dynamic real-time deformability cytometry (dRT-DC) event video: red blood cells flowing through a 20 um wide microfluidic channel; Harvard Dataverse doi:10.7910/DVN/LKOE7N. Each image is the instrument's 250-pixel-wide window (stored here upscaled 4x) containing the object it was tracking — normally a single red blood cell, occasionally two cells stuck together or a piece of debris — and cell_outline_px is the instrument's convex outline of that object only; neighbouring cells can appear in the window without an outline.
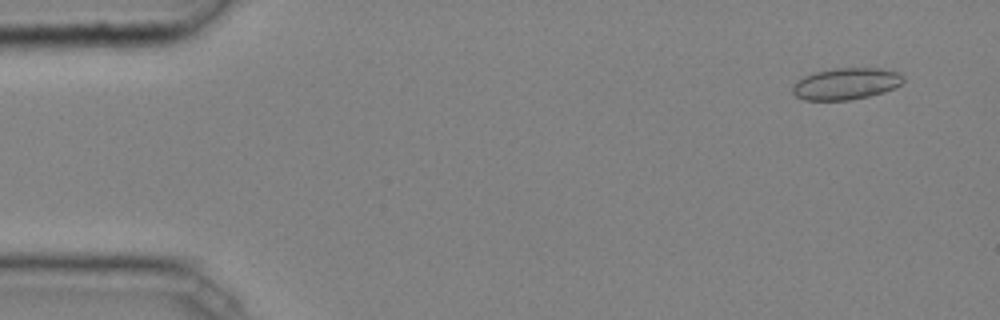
{"species": "common noctule bat (a hibernating species)", "species_latin": "Nyctalus noctula", "temperature_condition": "cold", "stored_images_in_passage": 41, "camera_frame_rate_fps": 3000, "um_per_image_px": 0.085, "animal": {"sex": "male", "body_mass_g": 20.4}, "frame": {"image": 1, "passage_image": 1, "time_ms": 0.0, "image_size_px": [1000, 320], "cell_outline_px": [[904, 80], [900, 84], [884, 92], [868, 96], [848, 100], [804, 100], [796, 96], [792, 92], [792, 88], [796, 80], [812, 72], [836, 68], [880, 68], [900, 72], [904, 76]], "centroid_in_image_um": [71.89, 7.11], "position_along_channel_um": 13.1, "area_um2": 20.52}}
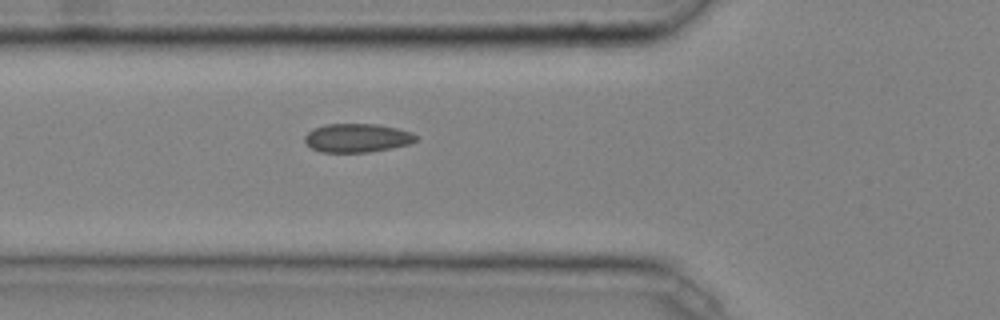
{"frame": {"image": 2, "passage_image": 15, "time_ms": 4.667, "image_size_px": [1000, 320], "cell_outline_px": [[416, 140], [408, 144], [392, 148], [368, 152], [320, 152], [312, 148], [304, 140], [304, 136], [312, 128], [324, 124], [376, 124], [396, 128], [412, 132], [416, 136]], "centroid_in_image_um": [30.32, 11.72], "position_along_channel_um": 95.5, "area_um2": 18.55}}
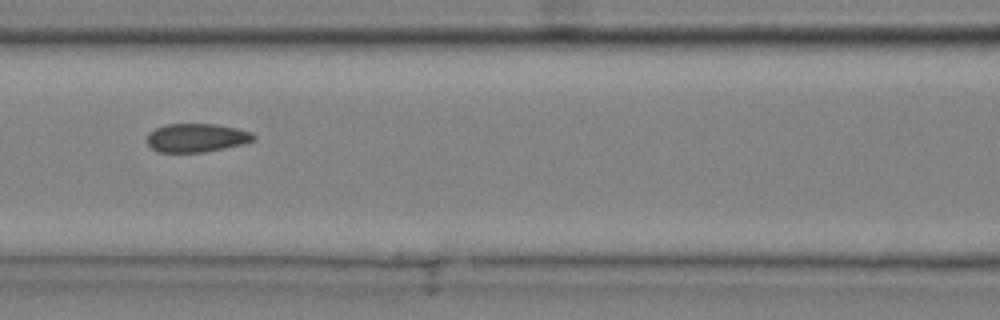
{"frame": {"image": 3, "passage_image": 19, "time_ms": 6.0, "image_size_px": [1000, 320], "cell_outline_px": [[256, 140], [244, 144], [204, 152], [156, 152], [148, 144], [148, 132], [156, 128], [168, 124], [216, 124], [236, 128], [252, 132], [256, 136]], "centroid_in_image_um": [16.73, 11.71], "position_along_channel_um": 149.9, "area_um2": 17.8}, "authors_computed_cell_mechanics": {"area_um2": 18.0914, "velocity_mm_per_s": 4.065, "shape_relaxation_time_tau1_ms": null, "shape_relaxation_time_tau2_ms": 2.1709, "deformation_change_tau1": null, "deformation_change_tau2": 0.0558}}